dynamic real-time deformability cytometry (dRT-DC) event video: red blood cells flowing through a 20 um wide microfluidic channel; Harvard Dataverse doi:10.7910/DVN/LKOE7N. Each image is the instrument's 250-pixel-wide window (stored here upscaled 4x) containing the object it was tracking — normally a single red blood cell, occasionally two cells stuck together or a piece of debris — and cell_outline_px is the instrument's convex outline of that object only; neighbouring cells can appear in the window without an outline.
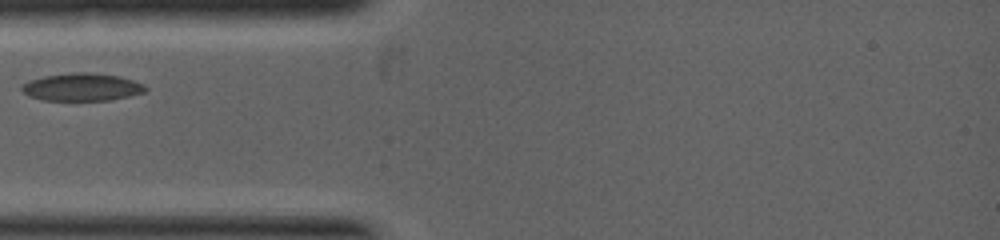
{"species": "common noctule bat (a hibernating species)", "species_latin": "Nyctalus noctula", "temperature_condition": "warm", "stored_images_in_passage": 5, "camera_frame_rate_fps": 5000, "um_per_image_px": 0.085, "animal": {"sex": "female", "body_mass_g": 19.0, "forearm_length_mm": 53.3}, "frame": {"image": 1, "passage_image": 1, "time_ms": 0.0, "image_size_px": [1000, 240], "cell_outline_px": [[148, 88], [144, 92], [128, 96], [108, 100], [40, 100], [28, 96], [20, 88], [20, 84], [28, 80], [44, 76], [72, 72], [88, 72], [120, 76], [144, 84]], "centroid_in_image_um": [6.91, 7.39], "position_along_channel_um": 78.1, "area_um2": 20.06}}
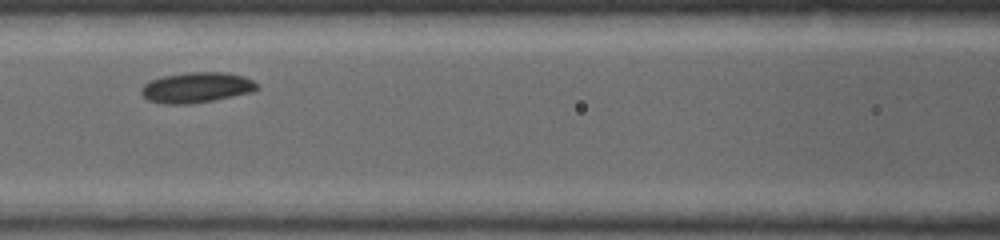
{"frame": {"image": 2, "passage_image": 4, "time_ms": 1.0, "image_size_px": [1000, 240], "cell_outline_px": [[260, 88], [256, 92], [216, 100], [192, 104], [164, 104], [148, 100], [140, 92], [140, 88], [144, 84], [152, 80], [164, 76], [188, 72], [228, 72], [244, 76], [252, 80]], "centroid_in_image_um": [16.76, 7.45], "position_along_channel_um": 149.8, "area_um2": 20.87}}